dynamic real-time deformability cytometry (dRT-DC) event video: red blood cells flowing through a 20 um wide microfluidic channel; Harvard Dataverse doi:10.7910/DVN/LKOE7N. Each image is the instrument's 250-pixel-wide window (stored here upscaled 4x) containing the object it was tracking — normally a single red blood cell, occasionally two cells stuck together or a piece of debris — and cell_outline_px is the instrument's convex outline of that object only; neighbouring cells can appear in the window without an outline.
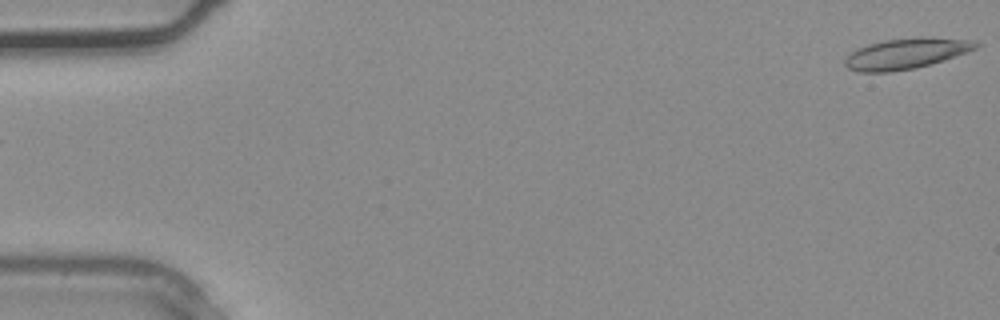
{"species": "common noctule bat (a hibernating species)", "species_latin": "Nyctalus noctula", "temperature_condition": "warm", "stored_images_in_passage": 12, "camera_frame_rate_fps": 3000, "um_per_image_px": 0.085, "animal": {"sex": "male", "body_mass_g": 20.4}, "frame": {"image": 1, "passage_image": 1, "time_ms": 0.0, "image_size_px": [1000, 320], "cell_outline_px": [[980, 44], [976, 48], [968, 52], [932, 64], [916, 68], [892, 72], [860, 72], [848, 68], [844, 64], [844, 60], [856, 48], [868, 44], [884, 40], [920, 36], [976, 40]], "centroid_in_image_um": [77.05, 4.54], "position_along_channel_um": 8.0, "area_um2": 23.7}}
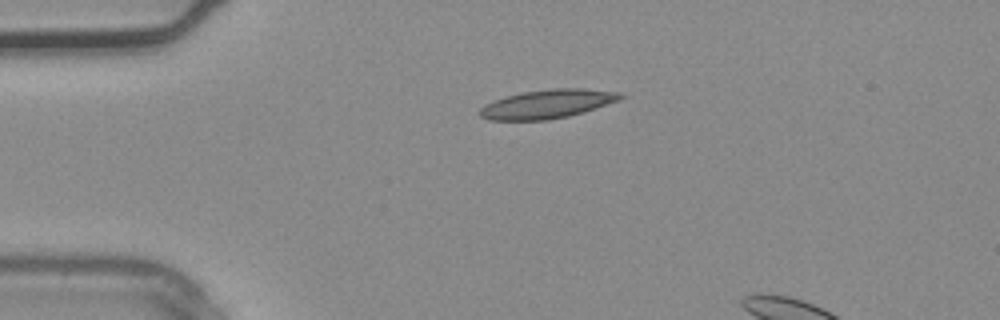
{"frame": {"image": 2, "passage_image": 9, "time_ms": 2.667, "image_size_px": [1000, 320], "cell_outline_px": [[628, 96], [620, 100], [584, 112], [568, 116], [548, 120], [488, 120], [480, 116], [480, 108], [484, 104], [508, 96], [524, 92], [556, 88], [584, 88], [620, 92]], "centroid_in_image_um": [46.59, 8.84], "position_along_channel_um": 38.4, "area_um2": 23.58}}